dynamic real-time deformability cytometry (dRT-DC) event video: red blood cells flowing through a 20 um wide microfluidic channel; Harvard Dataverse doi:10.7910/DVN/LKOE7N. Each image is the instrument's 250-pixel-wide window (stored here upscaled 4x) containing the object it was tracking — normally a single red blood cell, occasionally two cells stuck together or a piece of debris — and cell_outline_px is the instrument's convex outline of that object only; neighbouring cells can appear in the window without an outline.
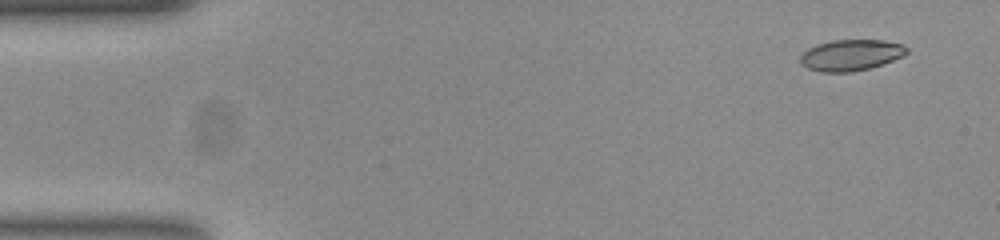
{"species": "common noctule bat (a hibernating species)", "species_latin": "Nyctalus noctula", "temperature_condition": "room temperature", "stored_images_in_passage": 52, "camera_frame_rate_fps": 3000, "um_per_image_px": 0.085, "animal": {"sex": "female", "body_mass_g": 23.0, "forearm_length_mm": 53.4}, "frame": {"image": 1, "passage_image": 1, "time_ms": 0.0, "image_size_px": [1000, 240], "cell_outline_px": [[908, 52], [904, 56], [868, 68], [852, 72], [820, 72], [808, 68], [800, 64], [800, 56], [808, 48], [816, 44], [832, 40], [884, 40], [900, 44], [908, 48]], "centroid_in_image_um": [72.3, 4.68], "position_along_channel_um": 12.7, "area_um2": 19.25}}
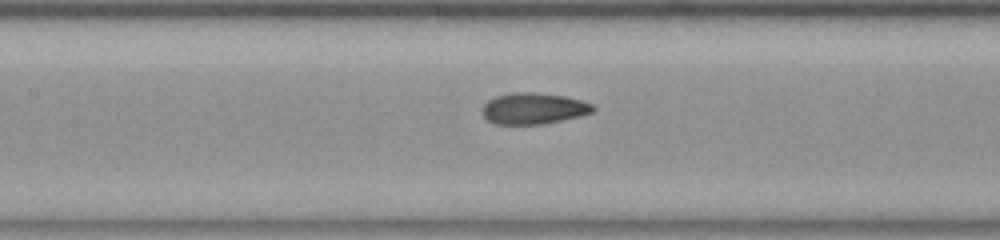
{"frame": {"image": 2, "passage_image": 22, "time_ms": 7.0, "image_size_px": [1000, 240], "cell_outline_px": [[596, 108], [592, 112], [580, 116], [544, 124], [492, 124], [484, 116], [484, 104], [488, 100], [496, 96], [512, 92], [536, 92], [564, 96], [584, 100], [592, 104]], "centroid_in_image_um": [45.38, 9.21], "position_along_channel_um": 162.0, "area_um2": 20.23}}
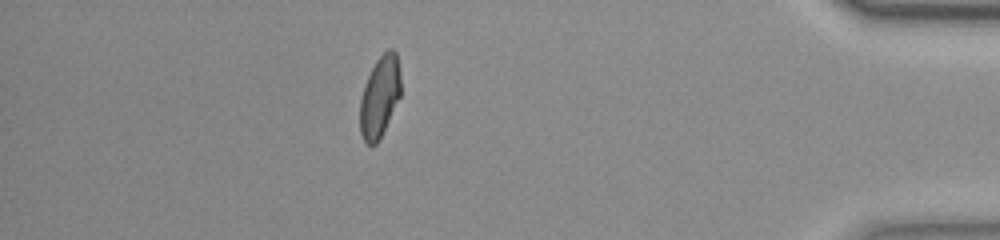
{"frame": {"image": 3, "passage_image": 45, "time_ms": 14.667, "image_size_px": [1000, 240], "cell_outline_px": [[400, 96], [376, 144], [368, 144], [364, 140], [360, 132], [360, 100], [364, 84], [376, 60], [388, 48], [392, 48], [396, 52], [400, 76]], "centroid_in_image_um": [32.26, 8.17], "position_along_channel_um": 402.9, "area_um2": 18.9}, "authors_computed_cell_mechanics": {"area_um2": 19.8254, "velocity_mm_per_s": 3.7796, "shape_relaxation_time_tau1_ms": 5.2639, "shape_relaxation_time_tau2_ms": 1.8247, "deformation_change_tau1": 0.1717, "deformation_change_tau2": 0.0708}}